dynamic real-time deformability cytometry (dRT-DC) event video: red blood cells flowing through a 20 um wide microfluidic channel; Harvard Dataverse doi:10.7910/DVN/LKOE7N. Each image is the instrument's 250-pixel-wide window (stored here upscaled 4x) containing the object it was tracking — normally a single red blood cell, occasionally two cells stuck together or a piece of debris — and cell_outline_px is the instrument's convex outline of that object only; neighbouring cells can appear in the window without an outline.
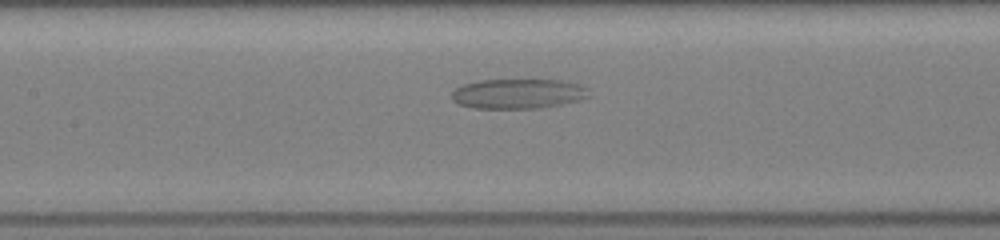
{"species": "common noctule bat (a hibernating species)", "species_latin": "Nyctalus noctula", "temperature_condition": "room temperature", "stored_images_in_passage": 39, "camera_frame_rate_fps": 3000, "um_per_image_px": 0.085, "animal": {"sex": "female", "body_mass_g": 19.5, "forearm_length_mm": 54.1}, "frame": {"image": 1, "passage_image": 15, "time_ms": 4.667, "image_size_px": [1000, 240], "cell_outline_px": [[592, 96], [580, 100], [540, 108], [476, 108], [460, 104], [452, 100], [452, 92], [456, 88], [464, 84], [480, 80], [564, 80], [580, 84], [588, 88]], "centroid_in_image_um": [44.1, 7.96], "position_along_channel_um": 163.3, "area_um2": 23.93}}
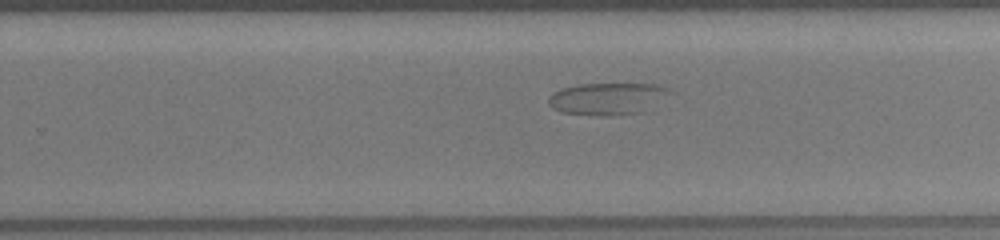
{"frame": {"image": 2, "passage_image": 23, "time_ms": 7.333, "image_size_px": [1000, 240], "cell_outline_px": [[676, 92], [644, 112], [608, 116], [600, 116], [564, 112], [552, 108], [548, 104], [548, 96], [552, 92], [564, 88], [580, 84], [656, 84], [668, 88]], "centroid_in_image_um": [51.7, 8.39], "position_along_channel_um": 278.1, "area_um2": 22.95}}
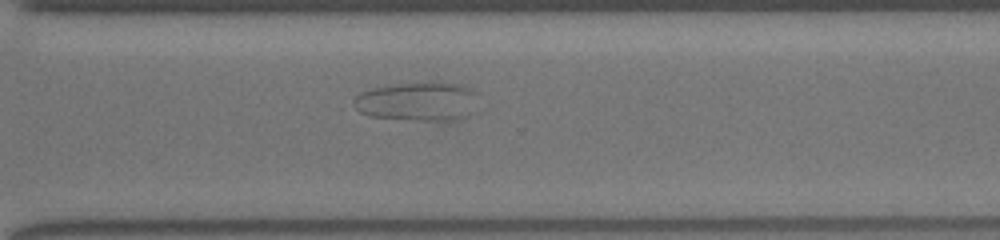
{"frame": {"image": 3, "passage_image": 27, "time_ms": 8.667, "image_size_px": [1000, 240], "cell_outline_px": [[476, 116], [448, 120], [412, 120], [372, 116], [360, 112], [352, 104], [352, 100], [360, 92], [372, 88], [396, 84], [464, 84], [472, 88], [476, 92]], "centroid_in_image_um": [35.56, 8.65], "position_along_channel_um": 335.0, "area_um2": 28.21}}